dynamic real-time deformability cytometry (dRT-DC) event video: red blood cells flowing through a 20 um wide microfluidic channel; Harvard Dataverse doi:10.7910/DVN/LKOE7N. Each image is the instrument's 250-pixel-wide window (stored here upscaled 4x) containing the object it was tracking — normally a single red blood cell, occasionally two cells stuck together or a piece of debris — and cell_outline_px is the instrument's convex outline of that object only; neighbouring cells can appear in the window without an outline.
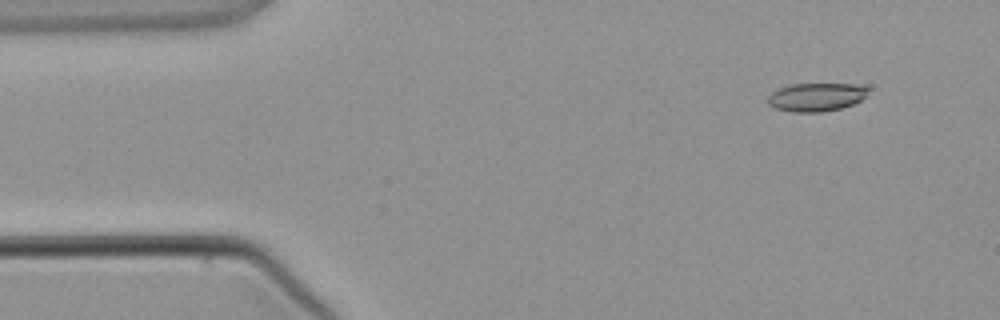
{"species": "common noctule bat (a hibernating species)", "species_latin": "Nyctalus noctula", "temperature_condition": "warm", "stored_images_in_passage": 3, "camera_frame_rate_fps": 3000, "um_per_image_px": 0.085, "animal": {"sex": "male", "body_mass_g": 21.5, "forearm_length_mm": 52.0}, "frame": {"image": 1, "passage_image": 1, "time_ms": 0.0, "image_size_px": [1000, 320], "cell_outline_px": [[868, 96], [852, 104], [840, 108], [824, 112], [792, 112], [776, 108], [768, 104], [768, 96], [772, 92], [780, 88], [792, 84], [860, 84], [868, 88]], "centroid_in_image_um": [69.4, 8.25], "position_along_channel_um": 15.6, "area_um2": 16.59}}
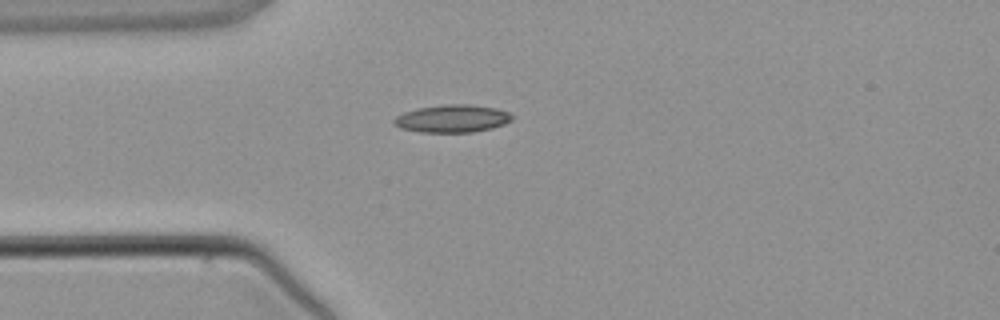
{"frame": {"image": 2, "passage_image": 3, "time_ms": 2.333, "image_size_px": [1000, 320], "cell_outline_px": [[516, 116], [512, 120], [504, 124], [492, 128], [472, 132], [420, 132], [400, 128], [392, 120], [396, 116], [404, 112], [420, 108], [448, 104], [468, 104], [496, 108], [508, 112]], "centroid_in_image_um": [38.48, 10.08], "position_along_channel_um": 46.5, "area_um2": 18.96}}